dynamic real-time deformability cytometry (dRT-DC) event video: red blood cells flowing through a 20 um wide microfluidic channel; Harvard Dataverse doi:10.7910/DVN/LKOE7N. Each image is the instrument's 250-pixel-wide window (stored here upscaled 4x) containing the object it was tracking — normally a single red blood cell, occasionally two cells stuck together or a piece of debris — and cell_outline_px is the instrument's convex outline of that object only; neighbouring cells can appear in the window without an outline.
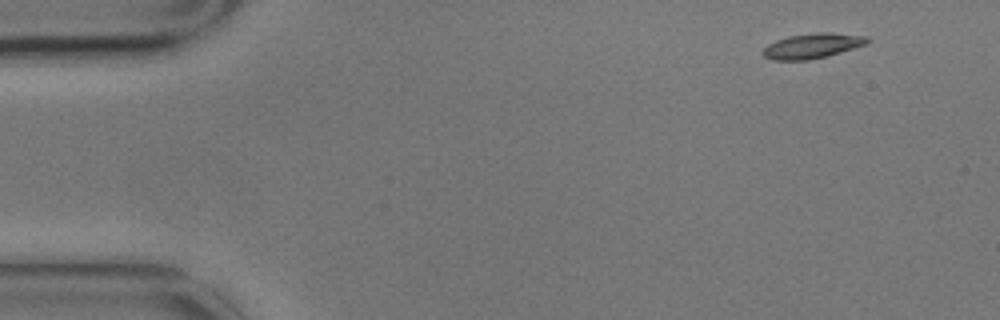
{"species": "common noctule bat (a hibernating species)", "species_latin": "Nyctalus noctula", "temperature_condition": "cold", "stored_images_in_passage": 3, "camera_frame_rate_fps": 3000, "um_per_image_px": 0.085, "animal": {"sex": "male", "body_mass_g": 17.9}, "frame": {"image": 1, "passage_image": 1, "time_ms": 0.0, "image_size_px": [1000, 320], "cell_outline_px": [[872, 40], [868, 44], [828, 56], [808, 60], [772, 60], [764, 56], [764, 48], [768, 44], [776, 40], [788, 36], [812, 32], [832, 32], [868, 36]], "centroid_in_image_um": [69.12, 3.88], "position_along_channel_um": 15.9, "area_um2": 15.49}}